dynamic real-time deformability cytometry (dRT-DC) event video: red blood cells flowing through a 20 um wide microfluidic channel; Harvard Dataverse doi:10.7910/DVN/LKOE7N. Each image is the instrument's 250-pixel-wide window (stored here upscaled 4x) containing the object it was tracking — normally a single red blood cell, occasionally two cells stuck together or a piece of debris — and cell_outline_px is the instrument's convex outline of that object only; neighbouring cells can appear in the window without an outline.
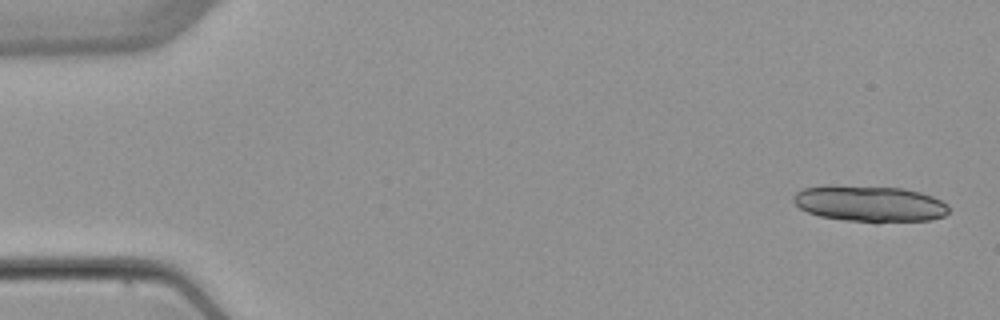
{"species": "common noctule bat (a hibernating species)", "species_latin": "Nyctalus noctula", "temperature_condition": "warm", "stored_images_in_passage": 7, "segment_of_instrument_passage": [1, 2], "camera_frame_rate_fps": 3000, "um_per_image_px": 0.085, "animal": {"sex": "female", "body_mass_g": 22.7, "forearm_length_mm": 54.2}, "frame": {"image": 1, "passage_image": 1, "time_ms": 0.0, "image_size_px": [1000, 320], "cell_outline_px": [[948, 212], [944, 216], [932, 220], [876, 224], [844, 220], [820, 216], [808, 212], [800, 208], [792, 200], [792, 196], [796, 192], [804, 188], [820, 184], [832, 184], [904, 188], [920, 192], [932, 196], [948, 204]], "centroid_in_image_um": [73.91, 17.32], "position_along_channel_um": 11.1, "area_um2": 33.81}}